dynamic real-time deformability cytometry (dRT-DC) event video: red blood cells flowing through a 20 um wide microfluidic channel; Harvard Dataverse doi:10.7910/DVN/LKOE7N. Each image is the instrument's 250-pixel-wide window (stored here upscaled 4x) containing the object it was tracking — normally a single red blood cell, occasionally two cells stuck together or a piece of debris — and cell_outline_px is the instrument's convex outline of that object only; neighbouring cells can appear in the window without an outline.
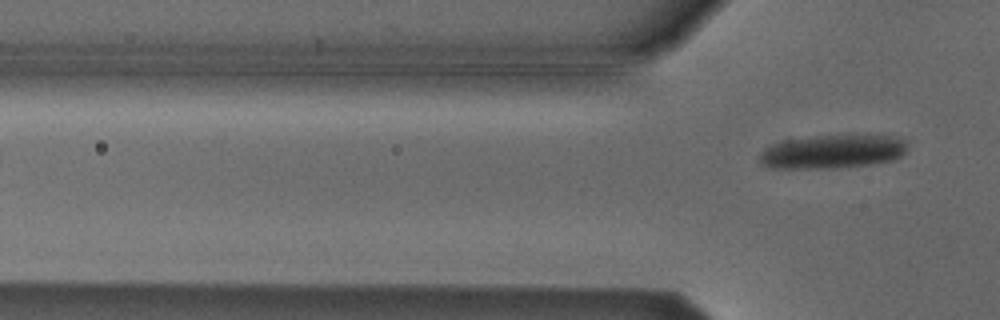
{"species": "Egyptian fruit bat (a non-hibernating species)", "species_latin": "Rousettus aegyptiacus", "temperature_condition": "cold", "stored_images_in_passage": 7, "camera_frame_rate_fps": 3000, "um_per_image_px": 0.085, "animal": {"sex": "male"}, "frame": {"image": 1, "passage_image": 7, "time_ms": 2.0, "image_size_px": [1000, 320], "cell_outline_px": [[908, 148], [900, 156], [892, 160], [872, 164], [832, 168], [780, 168], [764, 164], [760, 160], [760, 152], [764, 148], [772, 144], [784, 140], [816, 136], [888, 136], [908, 140]], "centroid_in_image_um": [70.79, 12.89], "position_along_channel_um": 55.0, "area_um2": 28.61}}